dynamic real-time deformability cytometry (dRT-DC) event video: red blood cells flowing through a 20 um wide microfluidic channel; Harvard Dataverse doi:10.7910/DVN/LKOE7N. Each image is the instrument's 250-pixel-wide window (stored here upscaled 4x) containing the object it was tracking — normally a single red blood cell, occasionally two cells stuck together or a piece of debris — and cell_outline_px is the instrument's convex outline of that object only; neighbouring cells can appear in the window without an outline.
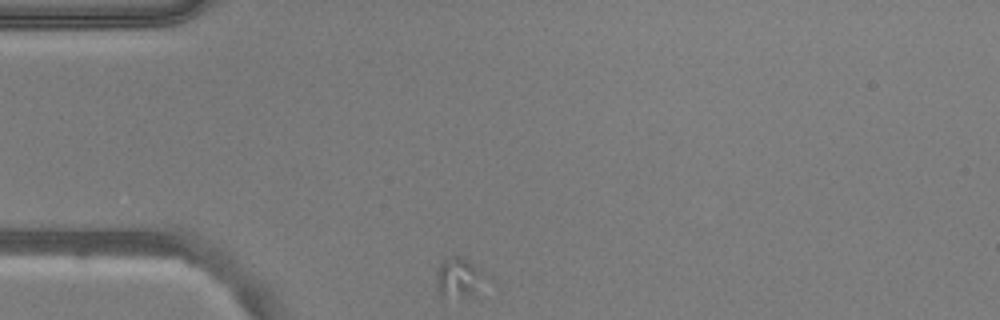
{"species": "common noctule bat (a hibernating species)", "species_latin": "Nyctalus noctula", "temperature_condition": "warm", "stored_images_in_passage": 13, "camera_frame_rate_fps": 3000, "um_per_image_px": 0.085, "animal": {"sex": "male", "body_mass_g": 20.5, "forearm_length_mm": 52.5}, "frame": {"image": 1, "passage_image": 1, "time_ms": 0.0, "image_size_px": [1000, 320], "cell_outline_px": [[484, 272], [472, 292], [464, 296], [440, 296], [436, 288], [436, 284], [440, 264], [444, 256], [460, 256], [468, 260]], "centroid_in_image_um": [38.86, 23.52], "position_along_channel_um": 46.1, "area_um2": 10.52}}
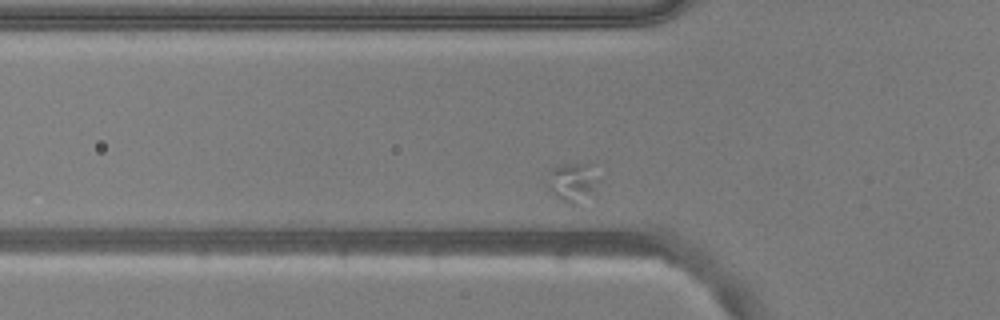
{"frame": {"image": 2, "passage_image": 6, "time_ms": 1.667, "image_size_px": [1000, 320], "cell_outline_px": [[592, 192], [572, 204], [556, 196], [548, 188], [548, 172], [552, 168], [564, 164], [588, 164], [592, 184]], "centroid_in_image_um": [48.48, 15.46], "position_along_channel_um": 77.3, "area_um2": 10.06}}